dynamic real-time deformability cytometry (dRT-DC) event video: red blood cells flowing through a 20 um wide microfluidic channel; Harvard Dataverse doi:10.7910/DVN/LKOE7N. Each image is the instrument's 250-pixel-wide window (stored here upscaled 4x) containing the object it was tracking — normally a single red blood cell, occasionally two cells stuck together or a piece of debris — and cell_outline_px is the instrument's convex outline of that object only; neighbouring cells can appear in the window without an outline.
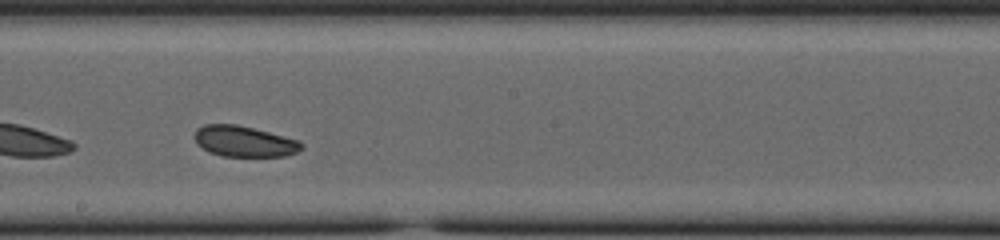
{"species": "common noctule bat (a hibernating species)", "species_latin": "Nyctalus noctula", "temperature_condition": "cold", "stored_images_in_passage": 29, "camera_frame_rate_fps": 3000, "um_per_image_px": 0.085, "animal": {"sex": "female", "body_mass_g": 23.0, "forearm_length_mm": 53.4}, "frame": {"image": 1, "passage_image": 13, "time_ms": 4.0, "image_size_px": [1000, 240], "cell_outline_px": [[304, 148], [296, 152], [284, 156], [220, 156], [208, 152], [196, 144], [196, 128], [204, 124], [236, 124], [300, 140], [304, 144]], "centroid_in_image_um": [20.76, 12.02], "position_along_channel_um": 227.4, "area_um2": 19.25}}